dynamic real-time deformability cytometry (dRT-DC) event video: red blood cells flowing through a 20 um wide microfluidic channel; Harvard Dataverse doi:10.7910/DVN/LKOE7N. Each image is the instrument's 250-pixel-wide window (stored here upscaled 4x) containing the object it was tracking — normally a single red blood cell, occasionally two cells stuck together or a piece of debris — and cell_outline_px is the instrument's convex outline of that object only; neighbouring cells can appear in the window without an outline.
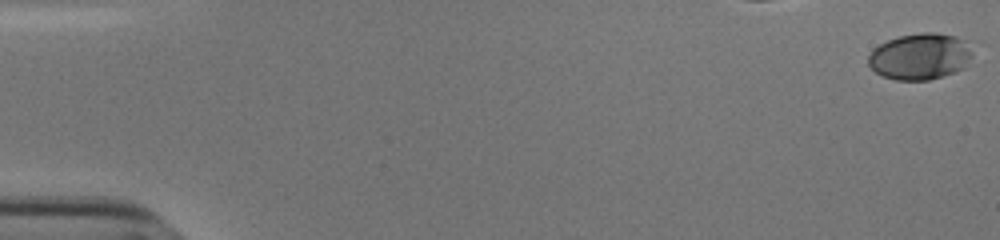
{"species": "human", "species_latin": "Homo sapiens", "temperature_condition": "cold", "stored_images_in_passage": 28, "camera_frame_rate_fps": 3000, "um_per_image_px": 0.085, "donor": {"sex": "male"}, "frame": {"image": 1, "passage_image": 1, "time_ms": 0.0, "image_size_px": [1000, 240], "cell_outline_px": [[972, 56], [964, 68], [928, 80], [896, 80], [884, 76], [876, 72], [868, 64], [868, 56], [880, 44], [888, 40], [900, 36], [924, 32], [936, 32], [956, 36], [972, 52]], "centroid_in_image_um": [78.18, 4.8], "position_along_channel_um": 6.8, "area_um2": 27.57}}
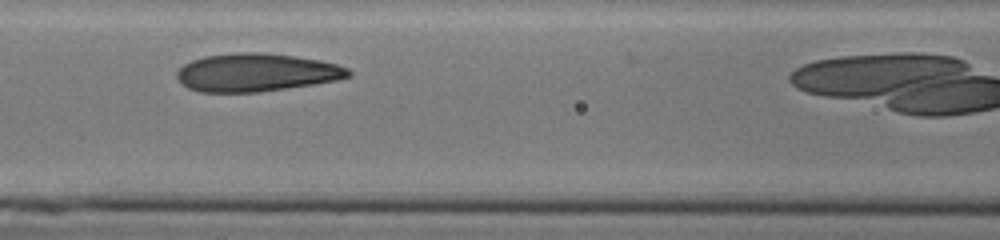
{"frame": {"image": 2, "passage_image": 21, "time_ms": 6.667, "image_size_px": [1000, 240], "cell_outline_px": [[352, 76], [336, 80], [312, 84], [260, 92], [200, 92], [188, 88], [176, 80], [176, 72], [184, 64], [192, 60], [204, 56], [240, 52], [260, 52], [292, 56], [320, 60], [336, 64], [348, 68], [352, 72]], "centroid_in_image_um": [21.76, 6.16], "position_along_channel_um": 144.8, "area_um2": 38.03}}
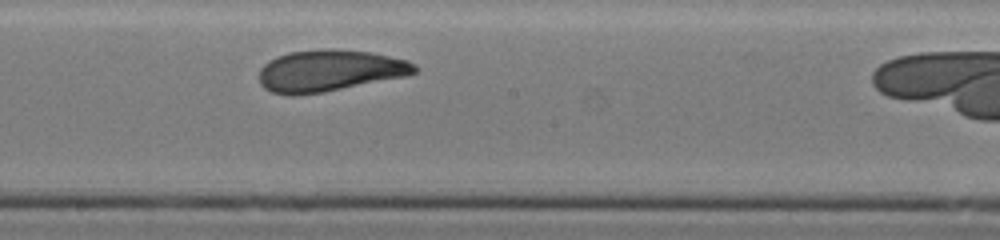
{"frame": {"image": 3, "passage_image": 27, "time_ms": 8.667, "image_size_px": [1000, 240], "cell_outline_px": [[420, 68], [416, 72], [408, 76], [324, 92], [296, 96], [292, 96], [272, 92], [264, 88], [260, 84], [260, 68], [268, 60], [276, 56], [288, 52], [328, 48], [372, 52], [408, 60], [416, 64]], "centroid_in_image_um": [28.03, 6.01], "position_along_channel_um": 220.2, "area_um2": 38.21}}